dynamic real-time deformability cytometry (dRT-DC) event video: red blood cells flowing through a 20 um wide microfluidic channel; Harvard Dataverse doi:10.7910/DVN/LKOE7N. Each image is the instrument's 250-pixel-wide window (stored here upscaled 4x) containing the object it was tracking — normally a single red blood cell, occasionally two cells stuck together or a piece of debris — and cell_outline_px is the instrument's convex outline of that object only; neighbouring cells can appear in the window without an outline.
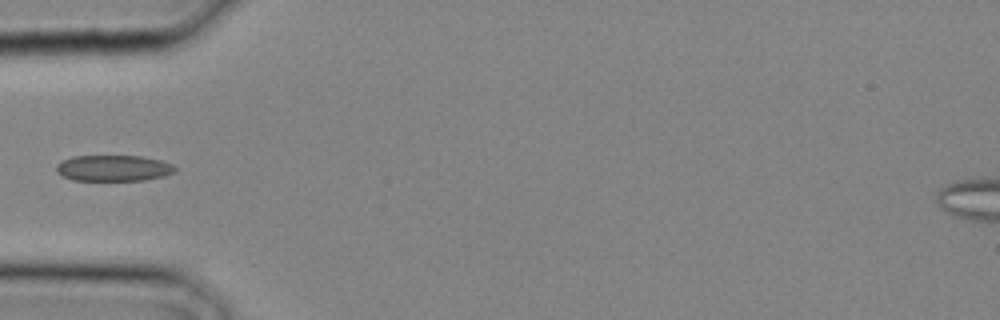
{"species": "common noctule bat (a hibernating species)", "species_latin": "Nyctalus noctula", "temperature_condition": "cold", "stored_images_in_passage": 22, "camera_frame_rate_fps": 3000, "um_per_image_px": 0.085, "animal": {"sex": "male", "body_mass_g": 20.4}, "frame": {"image": 1, "passage_image": 10, "time_ms": 3.0, "image_size_px": [1000, 320], "cell_outline_px": [[176, 172], [164, 176], [144, 180], [72, 180], [60, 176], [56, 172], [56, 164], [72, 156], [140, 156], [160, 160], [172, 164], [176, 168]], "centroid_in_image_um": [9.63, 14.29], "position_along_channel_um": 75.4, "area_um2": 18.09}}